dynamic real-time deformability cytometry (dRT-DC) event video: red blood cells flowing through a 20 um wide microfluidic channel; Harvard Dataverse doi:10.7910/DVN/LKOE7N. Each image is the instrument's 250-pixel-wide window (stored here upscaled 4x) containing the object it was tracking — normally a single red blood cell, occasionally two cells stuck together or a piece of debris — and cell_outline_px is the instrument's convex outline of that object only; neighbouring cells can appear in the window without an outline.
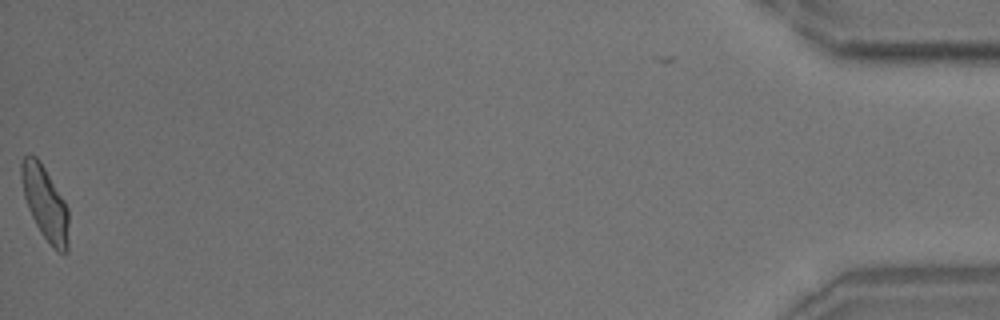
{"species": "common noctule bat (a hibernating species)", "species_latin": "Nyctalus noctula", "temperature_condition": "room temperature", "stored_images_in_passage": 41, "camera_frame_rate_fps": 3000, "um_per_image_px": 0.085, "animal": {"sex": "male", "body_mass_g": 18.8}, "frame": {"image": 1, "passage_image": 41, "time_ms": 13.333, "image_size_px": [1000, 320], "cell_outline_px": [[68, 252], [56, 252], [40, 232], [28, 208], [24, 196], [20, 176], [20, 164], [24, 156], [36, 156], [40, 160], [64, 200], [68, 208]], "centroid_in_image_um": [3.83, 17.27], "position_along_channel_um": 431.4, "area_um2": 20.29}, "authors_computed_cell_mechanics": {"area_um2": 19.8254, "velocity_mm_per_s": 3.7108, "shape_relaxation_time_tau1_ms": 4.4717, "shape_relaxation_time_tau2_ms": 1.5062, "deformation_change_tau1": 0.1292, "deformation_change_tau2": 0.0756}}